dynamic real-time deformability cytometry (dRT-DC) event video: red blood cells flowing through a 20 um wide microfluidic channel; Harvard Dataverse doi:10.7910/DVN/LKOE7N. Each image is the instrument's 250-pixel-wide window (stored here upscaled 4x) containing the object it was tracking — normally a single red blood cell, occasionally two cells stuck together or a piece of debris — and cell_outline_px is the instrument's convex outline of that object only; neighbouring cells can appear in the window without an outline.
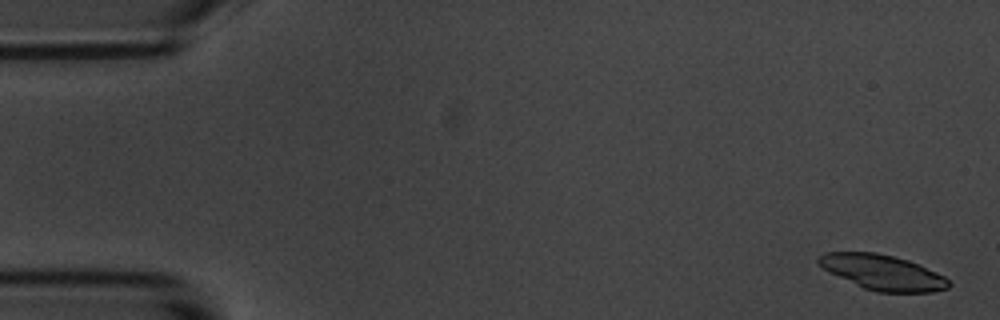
{"species": "common noctule bat (a hibernating species)", "species_latin": "Nyctalus noctula", "temperature_condition": "room temperature", "stored_images_in_passage": 17, "camera_frame_rate_fps": 3000, "um_per_image_px": 0.085, "animal": {"sex": "male", "body_mass_g": 20.1, "forearm_length_mm": 53.5}, "frame": {"image": 1, "passage_image": 2, "time_ms": 0.333, "image_size_px": [1000, 320], "cell_outline_px": [[952, 284], [948, 288], [932, 292], [876, 292], [864, 288], [828, 272], [816, 260], [824, 252], [876, 252], [908, 260], [920, 264], [944, 276]], "centroid_in_image_um": [75.04, 23.15], "position_along_channel_um": 10.0, "area_um2": 26.59}}
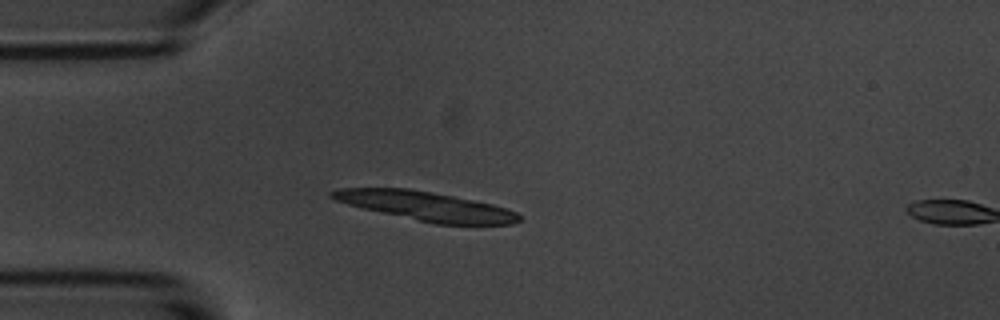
{"frame": {"image": 2, "passage_image": 15, "time_ms": 4.667, "image_size_px": [1000, 320], "cell_outline_px": [[520, 220], [512, 224], [436, 224], [364, 208], [348, 204], [336, 200], [328, 196], [328, 192], [336, 188], [408, 188], [452, 196], [492, 204], [516, 212], [520, 216]], "centroid_in_image_um": [36.16, 17.51], "position_along_channel_um": 48.8, "area_um2": 31.1}}